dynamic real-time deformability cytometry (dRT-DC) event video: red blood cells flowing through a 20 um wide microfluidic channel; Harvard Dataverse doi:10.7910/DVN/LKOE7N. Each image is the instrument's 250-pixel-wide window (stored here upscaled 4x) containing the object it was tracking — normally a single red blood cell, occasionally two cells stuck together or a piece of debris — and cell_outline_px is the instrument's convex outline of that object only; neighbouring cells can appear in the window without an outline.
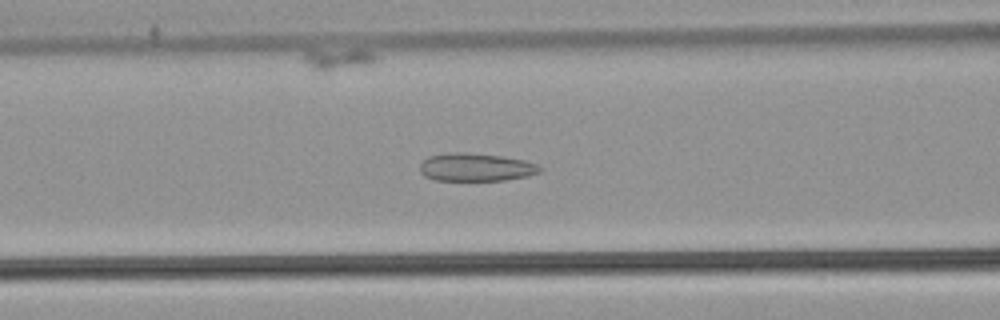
{"species": "common noctule bat (a hibernating species)", "species_latin": "Nyctalus noctula", "temperature_condition": "warm", "stored_images_in_passage": 54, "camera_frame_rate_fps": 3000, "um_per_image_px": 0.085, "animal": {"sex": "male", "body_mass_g": 21.5, "forearm_length_mm": 52.0}, "frame": {"image": 1, "passage_image": 23, "time_ms": 7.333, "image_size_px": [1000, 320], "cell_outline_px": [[544, 168], [540, 172], [528, 176], [504, 180], [436, 180], [424, 176], [420, 172], [420, 164], [428, 156], [448, 152], [464, 152], [500, 156], [524, 160], [536, 164]], "centroid_in_image_um": [40.44, 14.21], "position_along_channel_um": 126.2, "area_um2": 19.59}}
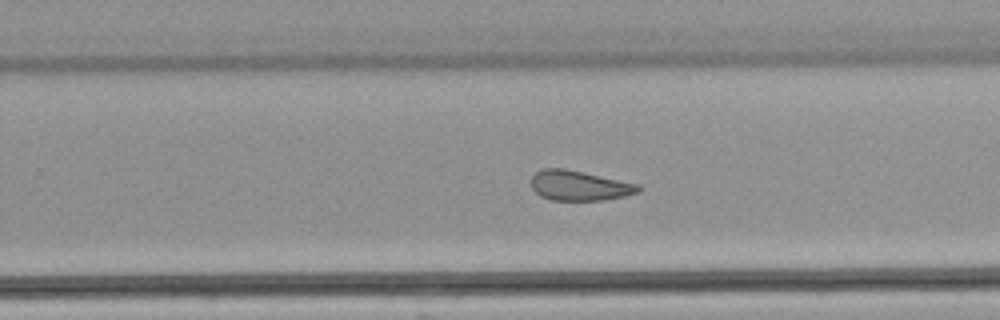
{"frame": {"image": 2, "passage_image": 35, "time_ms": 11.333, "image_size_px": [1000, 320], "cell_outline_px": [[644, 188], [640, 192], [624, 196], [604, 200], [552, 200], [540, 196], [532, 188], [532, 176], [536, 172], [544, 168], [564, 168], [640, 184]], "centroid_in_image_um": [49.29, 15.78], "position_along_channel_um": 280.5, "area_um2": 18.79}}
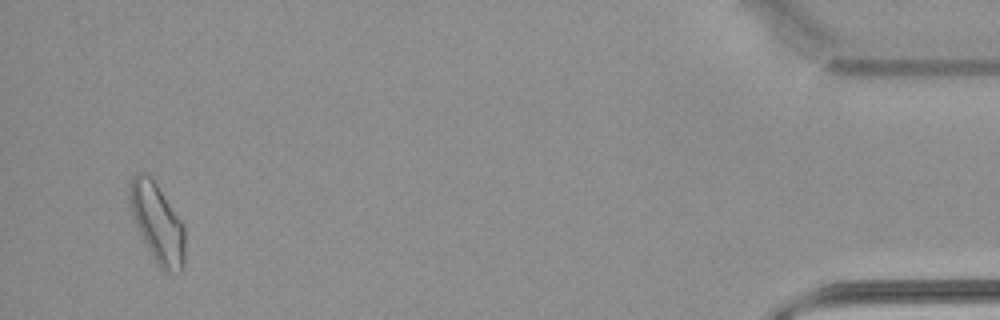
{"frame": {"image": 3, "passage_image": 52, "time_ms": 17.0, "image_size_px": [1000, 320], "cell_outline_px": [[184, 264], [180, 272], [168, 276], [160, 268], [152, 256], [136, 224], [128, 204], [128, 184], [132, 176], [136, 172], [144, 172], [156, 184], [180, 220], [184, 228]], "centroid_in_image_um": [13.35, 18.98], "position_along_channel_um": 421.9, "area_um2": 25.37}, "authors_computed_cell_mechanics": {"area_um2": 21.5305, "velocity_mm_per_s": 3.8611, "shape_relaxation_time_tau1_ms": null, "shape_relaxation_time_tau2_ms": 1.93, "deformation_change_tau1": null, "deformation_change_tau2": 0.1024}}